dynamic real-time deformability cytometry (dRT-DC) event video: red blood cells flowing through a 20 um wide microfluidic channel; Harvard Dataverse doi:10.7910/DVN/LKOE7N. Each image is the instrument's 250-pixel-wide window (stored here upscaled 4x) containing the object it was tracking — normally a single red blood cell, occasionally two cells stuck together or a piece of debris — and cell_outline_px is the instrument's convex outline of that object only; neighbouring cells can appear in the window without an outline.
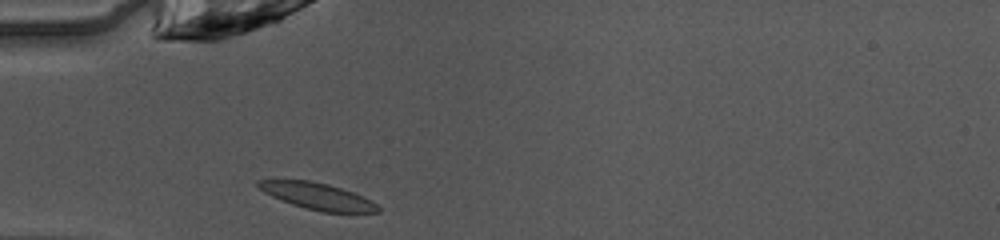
{"species": "common noctule bat (a hibernating species)", "species_latin": "Nyctalus noctula", "temperature_condition": "warm", "stored_images_in_passage": 35, "camera_frame_rate_fps": 3000, "um_per_image_px": 0.085, "animal": {"sex": "female", "body_mass_g": 10.0, "forearm_length_mm": 53.1}, "frame": {"image": 1, "passage_image": 1, "time_ms": 0.0, "image_size_px": [1000, 240], "cell_outline_px": [[380, 212], [324, 212], [292, 204], [272, 196], [264, 192], [256, 184], [256, 180], [308, 180], [328, 184], [352, 192], [376, 204], [380, 208]], "centroid_in_image_um": [26.96, 16.67], "position_along_channel_um": 58.0, "area_um2": 18.03}}
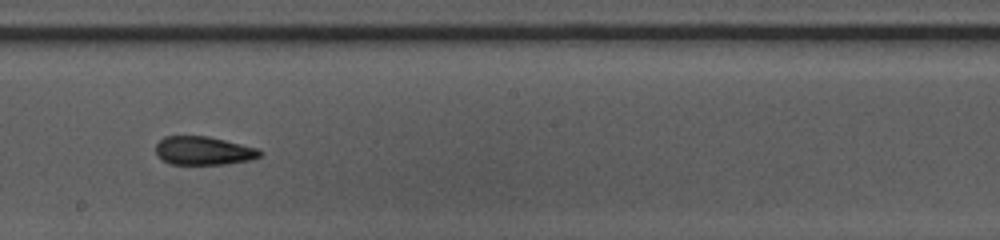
{"frame": {"image": 2, "passage_image": 14, "time_ms": 4.333, "image_size_px": [1000, 240], "cell_outline_px": [[264, 152], [260, 156], [252, 160], [224, 164], [168, 164], [156, 156], [156, 144], [164, 136], [208, 136], [260, 148]], "centroid_in_image_um": [17.32, 12.81], "position_along_channel_um": 230.9, "area_um2": 17.57}}
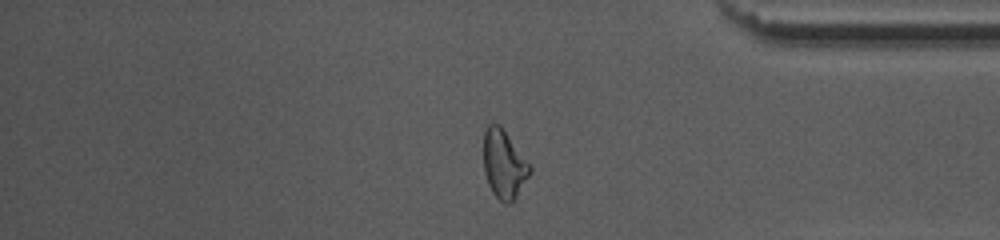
{"frame": {"image": 3, "passage_image": 27, "time_ms": 8.667, "image_size_px": [1000, 240], "cell_outline_px": [[532, 172], [512, 204], [504, 204], [492, 192], [488, 184], [484, 172], [484, 128], [488, 124], [500, 124], [532, 168]], "centroid_in_image_um": [42.84, 13.98], "position_along_channel_um": 392.4, "area_um2": 18.55}}